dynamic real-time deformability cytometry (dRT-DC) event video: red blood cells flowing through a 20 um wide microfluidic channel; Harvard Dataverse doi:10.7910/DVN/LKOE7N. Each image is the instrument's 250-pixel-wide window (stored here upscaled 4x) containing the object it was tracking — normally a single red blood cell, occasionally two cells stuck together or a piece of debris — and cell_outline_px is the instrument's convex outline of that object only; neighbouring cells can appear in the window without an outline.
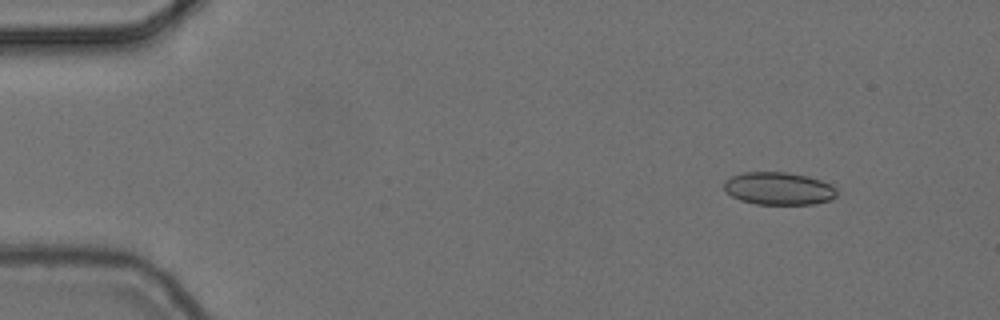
{"species": "common noctule bat (a hibernating species)", "species_latin": "Nyctalus noctula", "temperature_condition": "cold", "stored_images_in_passage": 5, "camera_frame_rate_fps": 3000, "um_per_image_px": 0.085, "animal": {"sex": "female", "body_mass_g": 24.6, "forearm_length_mm": 56.2}, "frame": {"image": 1, "passage_image": 2, "time_ms": 0.333, "image_size_px": [1000, 320], "cell_outline_px": [[836, 196], [832, 200], [812, 204], [756, 204], [740, 200], [732, 196], [724, 188], [724, 180], [732, 176], [744, 172], [788, 172], [808, 176], [820, 180], [836, 188]], "centroid_in_image_um": [66.19, 16.02], "position_along_channel_um": 18.8, "area_um2": 21.44}}
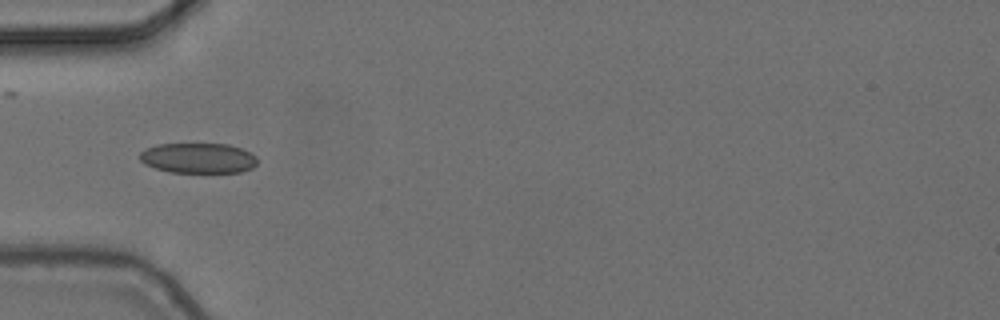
{"frame": {"image": 2, "passage_image": 5, "time_ms": 1.333, "image_size_px": [1000, 320], "cell_outline_px": [[256, 164], [252, 168], [240, 172], [168, 172], [144, 164], [140, 160], [140, 152], [156, 144], [228, 144], [252, 152], [256, 156]], "centroid_in_image_um": [16.85, 13.43], "position_along_channel_um": 68.1, "area_um2": 20.69}}